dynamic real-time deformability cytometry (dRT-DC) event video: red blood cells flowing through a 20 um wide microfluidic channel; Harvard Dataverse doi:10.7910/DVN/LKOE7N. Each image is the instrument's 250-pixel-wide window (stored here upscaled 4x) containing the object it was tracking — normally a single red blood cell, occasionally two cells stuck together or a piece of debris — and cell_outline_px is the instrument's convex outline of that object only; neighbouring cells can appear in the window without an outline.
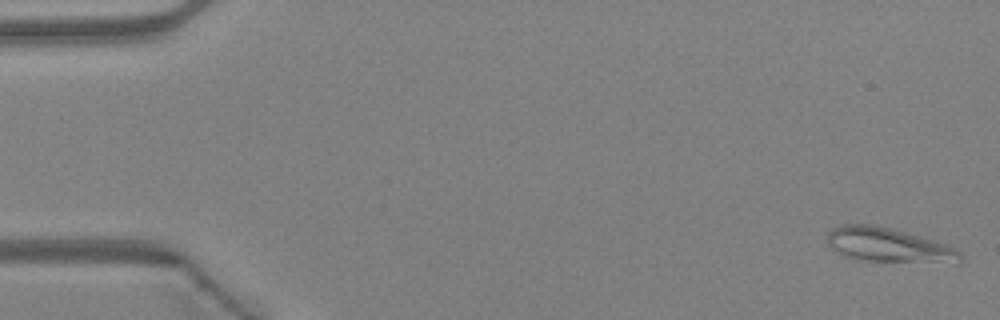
{"species": "Egyptian fruit bat (a non-hibernating species)", "species_latin": "Rousettus aegyptiacus", "temperature_condition": "warm", "stored_images_in_passage": 47, "camera_frame_rate_fps": 3000, "um_per_image_px": 0.085, "animal": {"sex": "female"}, "frame": {"image": 1, "passage_image": 1, "time_ms": 0.0, "image_size_px": [1000, 320], "cell_outline_px": [[964, 260], [960, 264], [956, 264], [868, 260], [848, 256], [832, 248], [828, 244], [828, 232], [832, 228], [840, 224], [876, 224], [892, 228], [920, 236], [956, 248], [960, 252]], "centroid_in_image_um": [75.61, 20.83], "position_along_channel_um": 9.4, "area_um2": 26.7}}
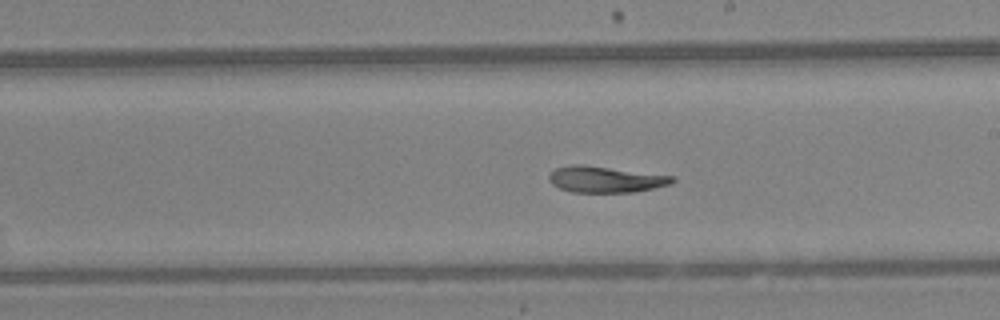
{"frame": {"image": 2, "passage_image": 27, "time_ms": 8.667, "image_size_px": [1000, 320], "cell_outline_px": [[676, 180], [672, 184], [636, 192], [572, 192], [560, 188], [552, 184], [548, 180], [548, 176], [556, 168], [572, 164], [584, 164], [676, 176]], "centroid_in_image_um": [51.51, 15.24], "position_along_channel_um": 237.5, "area_um2": 19.07}}
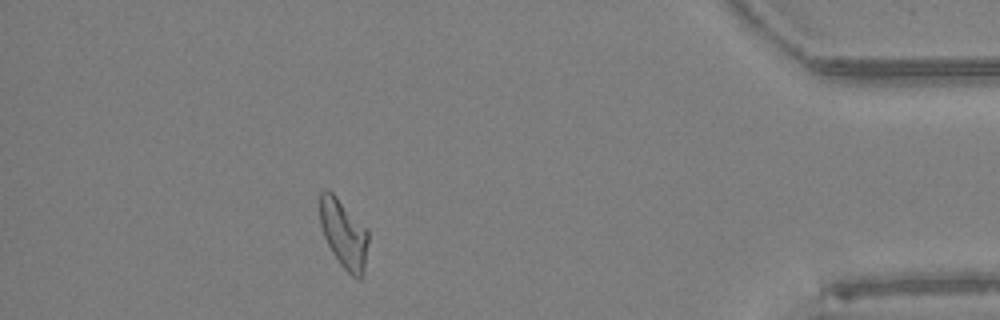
{"frame": {"image": 3, "passage_image": 42, "time_ms": 13.667, "image_size_px": [1000, 320], "cell_outline_px": [[368, 240], [364, 276], [360, 280], [356, 280], [340, 264], [332, 252], [324, 236], [320, 224], [320, 192], [324, 188], [328, 188], [368, 228]], "centroid_in_image_um": [29.24, 19.88], "position_along_channel_um": 406.0, "area_um2": 19.65}, "authors_computed_cell_mechanics": {"area_um2": 19.8254, "velocity_mm_per_s": 4.3129, "shape_relaxation_time_tau1_ms": 6.3022, "shape_relaxation_time_tau2_ms": null, "deformation_change_tau1": 0.1792, "deformation_change_tau2": null}}